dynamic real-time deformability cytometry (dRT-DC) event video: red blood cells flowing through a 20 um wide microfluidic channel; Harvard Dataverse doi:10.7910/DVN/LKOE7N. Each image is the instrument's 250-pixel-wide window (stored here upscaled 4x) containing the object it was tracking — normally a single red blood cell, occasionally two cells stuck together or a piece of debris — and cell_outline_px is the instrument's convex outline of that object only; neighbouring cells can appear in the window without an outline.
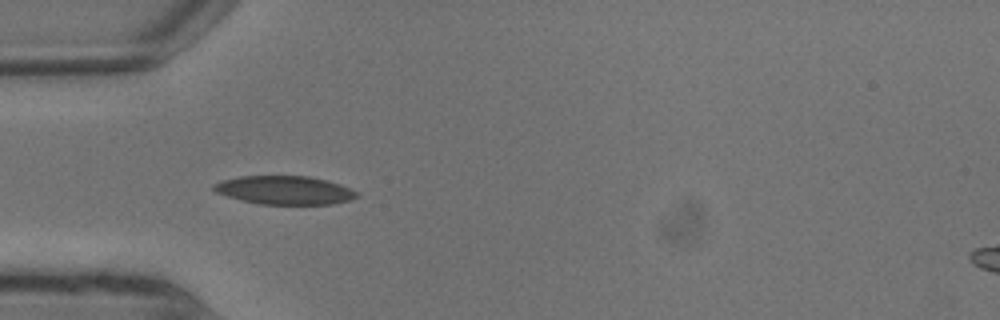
{"species": "common noctule bat (a hibernating species)", "species_latin": "Nyctalus noctula", "temperature_condition": "warm", "stored_images_in_passage": 3, "camera_frame_rate_fps": 3000, "um_per_image_px": 0.085, "animal": {"sex": "male", "body_mass_g": 13.3}, "frame": {"image": 1, "passage_image": 2, "time_ms": 0.333, "image_size_px": [1000, 320], "cell_outline_px": [[360, 196], [352, 200], [332, 204], [260, 204], [240, 200], [216, 192], [212, 188], [212, 184], [220, 180], [240, 176], [308, 176], [340, 184], [352, 188]], "centroid_in_image_um": [24.19, 16.16], "position_along_channel_um": 60.8, "area_um2": 23.87}}
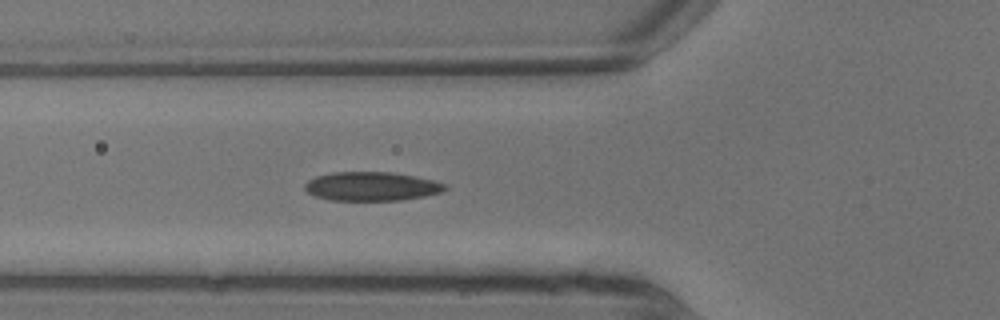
{"frame": {"image": 2, "passage_image": 3, "time_ms": 0.667, "image_size_px": [1000, 320], "cell_outline_px": [[448, 188], [440, 192], [424, 196], [400, 200], [328, 200], [316, 196], [308, 192], [304, 188], [304, 184], [308, 180], [316, 176], [332, 172], [392, 172], [416, 176], [448, 184]], "centroid_in_image_um": [31.58, 15.83], "position_along_channel_um": 94.2, "area_um2": 23.64}}